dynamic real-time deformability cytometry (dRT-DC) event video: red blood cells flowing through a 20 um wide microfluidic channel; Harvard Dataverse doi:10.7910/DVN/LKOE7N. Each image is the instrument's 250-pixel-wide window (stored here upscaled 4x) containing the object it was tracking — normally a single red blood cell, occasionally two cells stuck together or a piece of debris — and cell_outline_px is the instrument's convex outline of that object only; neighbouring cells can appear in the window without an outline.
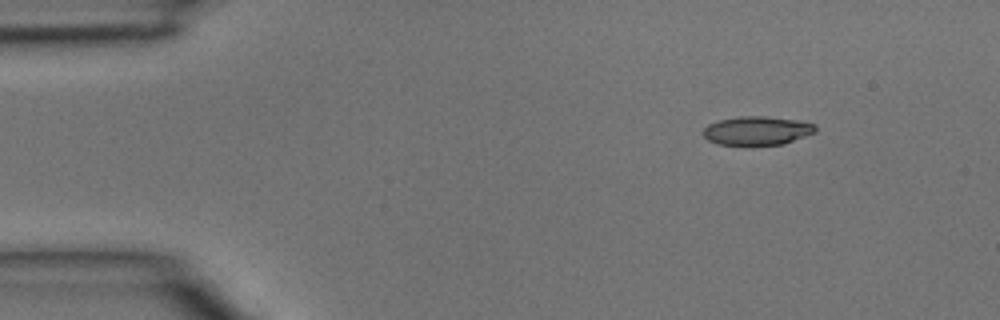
{"species": "common noctule bat (a hibernating species)", "species_latin": "Nyctalus noctula", "temperature_condition": "room temperature", "stored_images_in_passage": 3, "camera_frame_rate_fps": 3000, "um_per_image_px": 0.085, "animal": {"sex": "male", "body_mass_g": 15.6}, "frame": {"image": 1, "passage_image": 1, "time_ms": 0.0, "image_size_px": [1000, 320], "cell_outline_px": [[816, 132], [784, 144], [716, 144], [708, 140], [700, 132], [708, 124], [716, 120], [740, 116], [764, 116], [796, 120], [816, 124]], "centroid_in_image_um": [64.32, 11.09], "position_along_channel_um": 20.7, "area_um2": 18.79}}
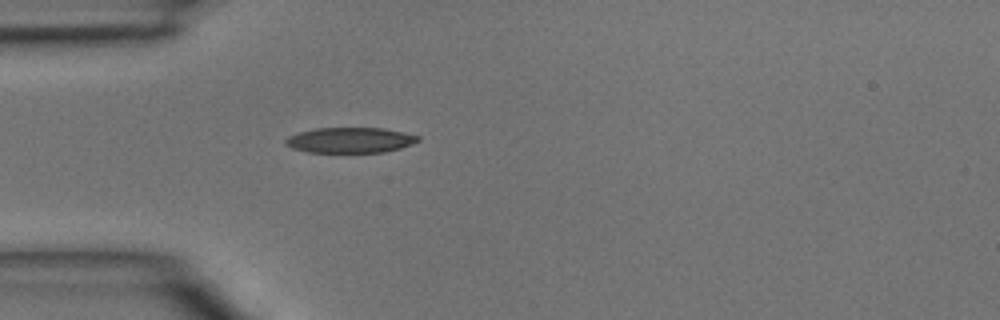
{"frame": {"image": 2, "passage_image": 3, "time_ms": 0.667, "image_size_px": [1000, 320], "cell_outline_px": [[420, 140], [400, 148], [384, 152], [308, 152], [292, 148], [284, 144], [284, 140], [288, 136], [300, 132], [316, 128], [384, 128], [420, 136]], "centroid_in_image_um": [29.74, 11.91], "position_along_channel_um": 55.3, "area_um2": 19.54}}